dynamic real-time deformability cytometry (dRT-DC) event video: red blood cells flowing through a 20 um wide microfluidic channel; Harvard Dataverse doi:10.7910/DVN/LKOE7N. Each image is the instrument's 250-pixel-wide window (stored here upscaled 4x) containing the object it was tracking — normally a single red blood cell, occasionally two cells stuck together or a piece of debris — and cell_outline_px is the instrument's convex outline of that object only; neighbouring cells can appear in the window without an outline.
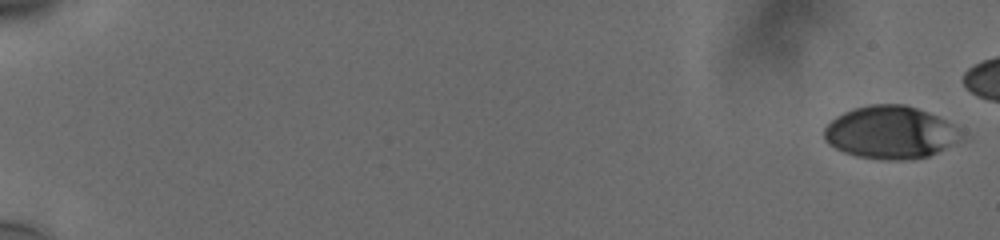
{"species": "human", "species_latin": "Homo sapiens", "temperature_condition": "cold", "stored_images_in_passage": 53, "camera_frame_rate_fps": 3000, "um_per_image_px": 0.085, "donor": {"sex": "male"}, "frame": {"image": 1, "passage_image": 1, "time_ms": 0.0, "image_size_px": [1000, 240], "cell_outline_px": [[964, 140], [928, 156], [904, 160], [884, 160], [856, 156], [844, 152], [828, 144], [824, 140], [824, 128], [836, 116], [852, 108], [868, 104], [904, 104], [928, 112], [944, 120], [956, 128], [964, 136]], "centroid_in_image_um": [75.67, 11.26], "position_along_channel_um": 9.3, "area_um2": 42.19}}
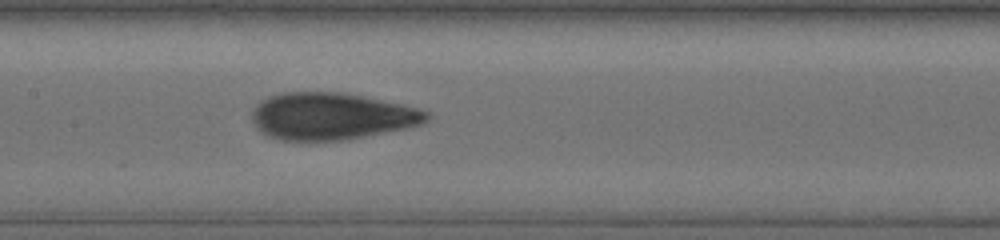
{"frame": {"image": 2, "passage_image": 31, "time_ms": 10.0, "image_size_px": [1000, 240], "cell_outline_px": [[432, 116], [424, 124], [348, 140], [280, 140], [268, 136], [260, 132], [256, 128], [252, 120], [252, 112], [256, 104], [260, 100], [268, 96], [284, 92], [344, 92], [400, 104], [416, 108], [428, 112]], "centroid_in_image_um": [28.15, 9.88], "position_along_channel_um": 179.3, "area_um2": 48.03}}
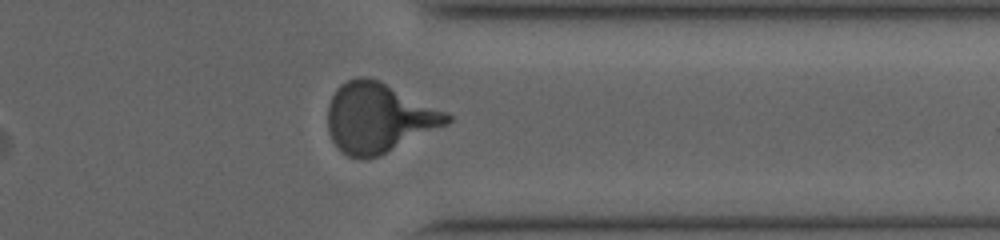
{"frame": {"image": 3, "passage_image": 47, "time_ms": 15.333, "image_size_px": [1000, 240], "cell_outline_px": [[452, 120], [448, 124], [380, 156], [364, 160], [360, 160], [348, 156], [332, 140], [328, 132], [328, 104], [336, 88], [340, 84], [356, 76], [368, 76], [380, 80], [448, 112], [452, 116]], "centroid_in_image_um": [32.19, 10.01], "position_along_channel_um": 379.2, "area_um2": 48.84}}